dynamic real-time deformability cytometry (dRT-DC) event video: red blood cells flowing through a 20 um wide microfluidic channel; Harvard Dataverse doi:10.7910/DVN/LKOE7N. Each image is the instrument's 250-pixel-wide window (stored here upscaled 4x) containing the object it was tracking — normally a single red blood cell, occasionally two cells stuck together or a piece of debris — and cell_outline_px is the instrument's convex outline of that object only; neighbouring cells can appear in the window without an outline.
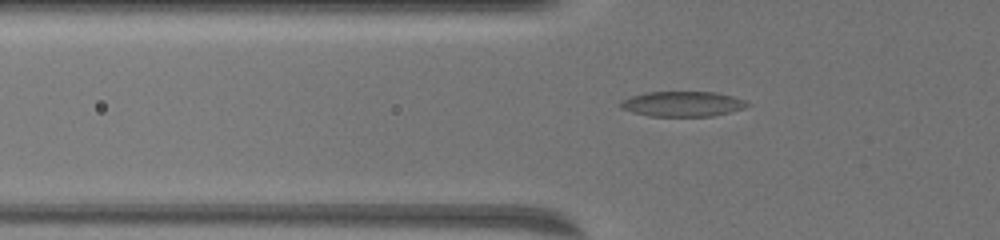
{"species": "common noctule bat (a hibernating species)", "species_latin": "Nyctalus noctula", "temperature_condition": "warm", "stored_images_in_passage": 42, "camera_frame_rate_fps": 3000, "um_per_image_px": 0.085, "animal": {"sex": "female", "body_mass_g": 19.5, "forearm_length_mm": 54.1}, "frame": {"image": 1, "passage_image": 2, "time_ms": 0.333, "image_size_px": [1000, 240], "cell_outline_px": [[752, 104], [744, 108], [712, 116], [648, 116], [632, 112], [620, 108], [620, 104], [624, 100], [632, 96], [648, 92], [716, 92], [732, 96], [744, 100]], "centroid_in_image_um": [58.03, 8.84], "position_along_channel_um": 67.8, "area_um2": 18.44}}
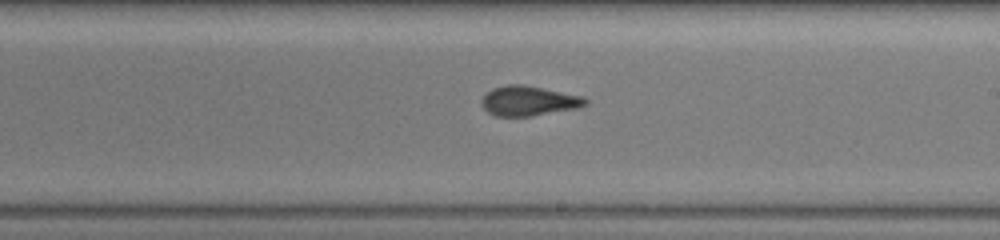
{"frame": {"image": 2, "passage_image": 18, "time_ms": 5.667, "image_size_px": [1000, 240], "cell_outline_px": [[588, 104], [572, 108], [532, 116], [496, 116], [488, 112], [484, 108], [484, 96], [492, 88], [508, 84], [524, 84], [580, 96], [588, 100]], "centroid_in_image_um": [44.92, 8.56], "position_along_channel_um": 244.1, "area_um2": 17.51}}
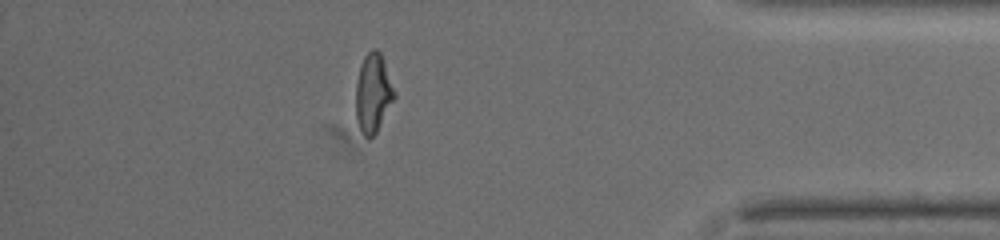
{"frame": {"image": 3, "passage_image": 35, "time_ms": 11.333, "image_size_px": [1000, 240], "cell_outline_px": [[396, 96], [376, 132], [368, 140], [360, 132], [356, 120], [356, 84], [360, 64], [364, 56], [372, 48], [376, 48], [380, 52], [396, 92]], "centroid_in_image_um": [31.7, 7.92], "position_along_channel_um": 403.5, "area_um2": 17.8}, "authors_computed_cell_mechanics": {"area_um2": 17.5712, "velocity_mm_per_s": 3.3522, "shape_relaxation_time_tau1_ms": 6.1321, "shape_relaxation_time_tau2_ms": 1.8725, "deformation_change_tau1": 0.1832, "deformation_change_tau2": 0.0846}}